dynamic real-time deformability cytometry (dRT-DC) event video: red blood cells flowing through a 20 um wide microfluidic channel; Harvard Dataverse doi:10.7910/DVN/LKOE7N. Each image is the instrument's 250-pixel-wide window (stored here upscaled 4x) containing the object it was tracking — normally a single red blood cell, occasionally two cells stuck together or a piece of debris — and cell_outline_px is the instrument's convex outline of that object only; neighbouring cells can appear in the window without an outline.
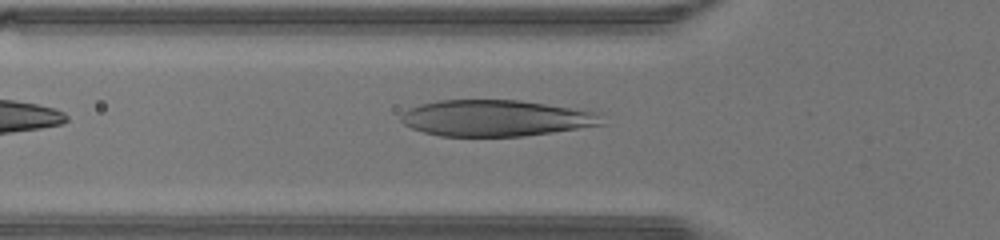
{"species": "human", "species_latin": "Homo sapiens", "temperature_condition": "warm", "stored_images_in_passage": 24, "camera_frame_rate_fps": 3000, "um_per_image_px": 0.085, "donor": {"sex": "male"}, "frame": {"image": 1, "passage_image": 2, "time_ms": 0.333, "image_size_px": [1000, 240], "cell_outline_px": [[608, 124], [524, 136], [440, 136], [424, 132], [412, 128], [404, 124], [400, 120], [400, 116], [408, 108], [420, 104], [440, 100], [520, 100], [600, 112]], "centroid_in_image_um": [42.2, 10.04], "position_along_channel_um": 83.6, "area_um2": 42.71}}
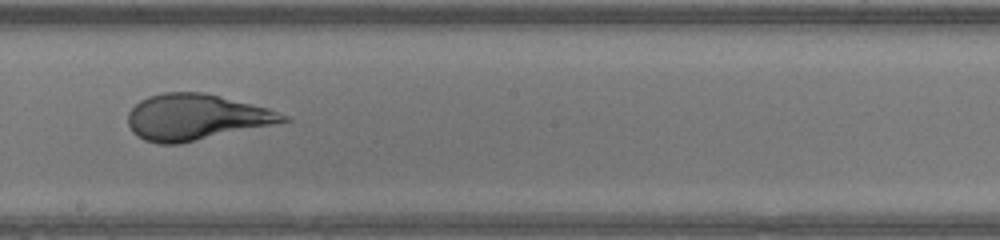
{"frame": {"image": 2, "passage_image": 11, "time_ms": 3.333, "image_size_px": [1000, 240], "cell_outline_px": [[292, 120], [180, 144], [156, 144], [144, 140], [132, 132], [128, 124], [128, 112], [140, 100], [148, 96], [164, 92], [204, 92], [268, 108], [288, 116]], "centroid_in_image_um": [16.62, 9.96], "position_along_channel_um": 231.6, "area_um2": 41.44}}
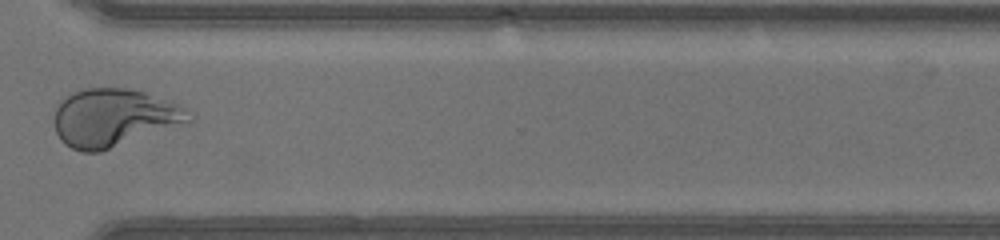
{"frame": {"image": 3, "passage_image": 19, "time_ms": 6.0, "image_size_px": [1000, 240], "cell_outline_px": [[192, 120], [188, 124], [100, 152], [84, 152], [72, 148], [64, 144], [60, 140], [56, 132], [56, 108], [72, 92], [84, 88], [128, 88], [144, 92], [180, 104], [188, 108]], "centroid_in_image_um": [9.76, 10.02], "position_along_channel_um": 360.8, "area_um2": 45.66}}